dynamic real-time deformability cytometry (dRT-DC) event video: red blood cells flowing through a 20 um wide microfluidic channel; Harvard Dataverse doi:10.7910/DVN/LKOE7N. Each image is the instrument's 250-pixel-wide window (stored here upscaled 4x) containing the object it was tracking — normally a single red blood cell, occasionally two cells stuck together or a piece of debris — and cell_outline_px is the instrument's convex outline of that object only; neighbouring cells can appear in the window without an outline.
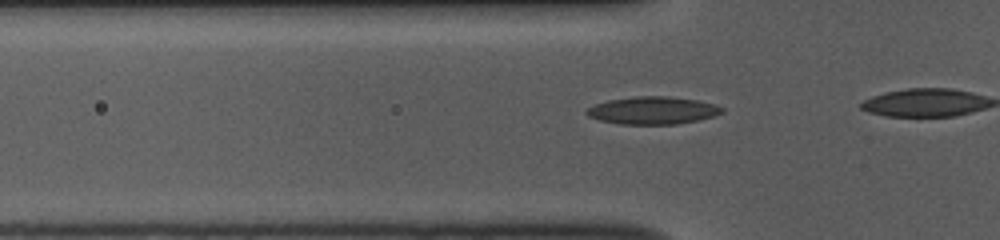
{"species": "common noctule bat (a hibernating species)", "species_latin": "Nyctalus noctula", "temperature_condition": "room temperature", "stored_images_in_passage": 30, "camera_frame_rate_fps": 3000, "um_per_image_px": 0.085, "animal": {"sex": "female", "body_mass_g": 10.0, "forearm_length_mm": 53.1}, "frame": {"image": 1, "passage_image": 13, "time_ms": 4.0, "image_size_px": [1000, 240], "cell_outline_px": [[724, 112], [712, 116], [696, 120], [676, 124], [620, 124], [600, 120], [588, 116], [584, 112], [588, 108], [596, 104], [608, 100], [636, 96], [668, 96], [696, 100], [716, 104], [724, 108]], "centroid_in_image_um": [55.48, 9.38], "position_along_channel_um": 70.3, "area_um2": 21.62}}
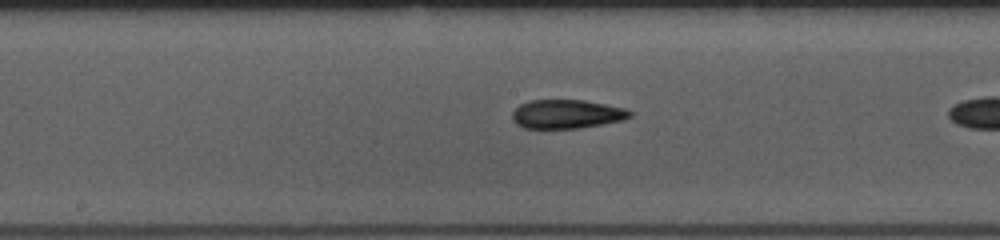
{"frame": {"image": 2, "passage_image": 23, "time_ms": 7.333, "image_size_px": [1000, 240], "cell_outline_px": [[632, 116], [624, 120], [580, 128], [524, 128], [516, 124], [512, 120], [512, 112], [520, 104], [532, 100], [584, 100], [628, 108], [632, 112]], "centroid_in_image_um": [48.2, 9.69], "position_along_channel_um": 200.0, "area_um2": 19.94}}
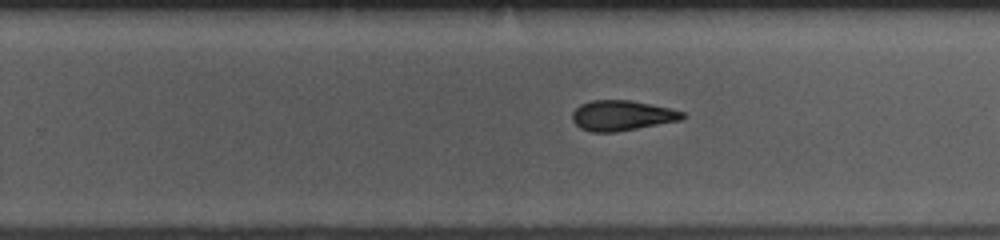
{"frame": {"image": 3, "passage_image": 29, "time_ms": 9.333, "image_size_px": [1000, 240], "cell_outline_px": [[688, 116], [680, 120], [616, 132], [592, 132], [580, 128], [572, 120], [572, 112], [580, 104], [592, 100], [632, 100], [668, 108], [684, 112]], "centroid_in_image_um": [52.85, 9.81], "position_along_channel_um": 277.0, "area_um2": 19.36}}